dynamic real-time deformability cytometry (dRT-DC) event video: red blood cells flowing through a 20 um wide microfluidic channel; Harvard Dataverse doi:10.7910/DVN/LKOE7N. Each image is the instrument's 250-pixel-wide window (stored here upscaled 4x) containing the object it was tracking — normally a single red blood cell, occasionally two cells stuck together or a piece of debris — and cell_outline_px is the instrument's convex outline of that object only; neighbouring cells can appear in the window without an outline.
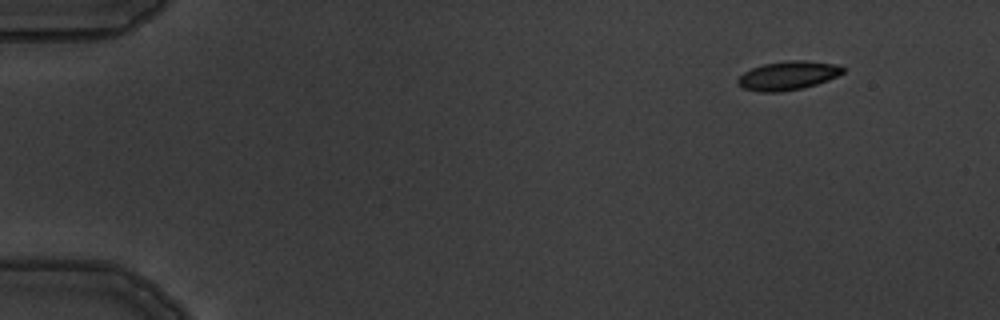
{"species": "common noctule bat (a hibernating species)", "species_latin": "Nyctalus noctula", "temperature_condition": "warm", "stored_images_in_passage": 4, "camera_frame_rate_fps": 3000, "um_per_image_px": 0.085, "animal": {"sex": "male", "body_mass_g": 19.5, "forearm_length_mm": 54.6}, "frame": {"image": 1, "passage_image": 1, "time_ms": 0.0, "image_size_px": [1000, 320], "cell_outline_px": [[844, 72], [828, 80], [804, 88], [780, 92], [760, 92], [744, 88], [736, 84], [736, 80], [744, 72], [752, 68], [764, 64], [788, 60], [804, 60], [840, 64], [844, 68]], "centroid_in_image_um": [66.98, 6.42], "position_along_channel_um": 18.0, "area_um2": 17.74}}
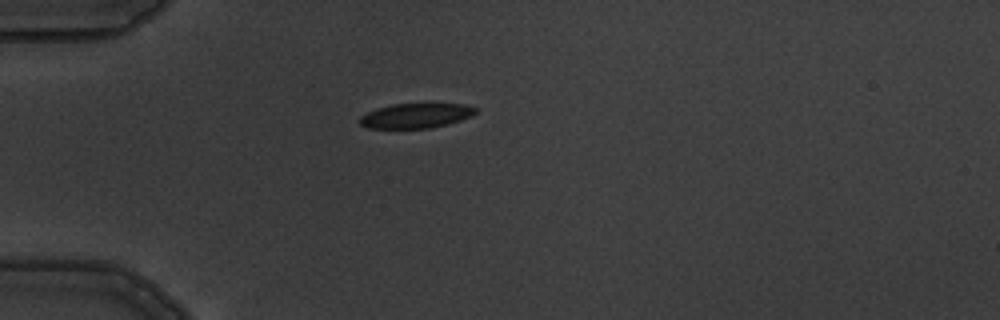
{"frame": {"image": 2, "passage_image": 4, "time_ms": 3.333, "image_size_px": [1000, 320], "cell_outline_px": [[476, 112], [472, 116], [448, 124], [428, 128], [368, 128], [360, 124], [356, 120], [360, 116], [376, 108], [392, 104], [464, 104], [476, 108]], "centroid_in_image_um": [35.3, 9.83], "position_along_channel_um": 49.7, "area_um2": 16.7}}